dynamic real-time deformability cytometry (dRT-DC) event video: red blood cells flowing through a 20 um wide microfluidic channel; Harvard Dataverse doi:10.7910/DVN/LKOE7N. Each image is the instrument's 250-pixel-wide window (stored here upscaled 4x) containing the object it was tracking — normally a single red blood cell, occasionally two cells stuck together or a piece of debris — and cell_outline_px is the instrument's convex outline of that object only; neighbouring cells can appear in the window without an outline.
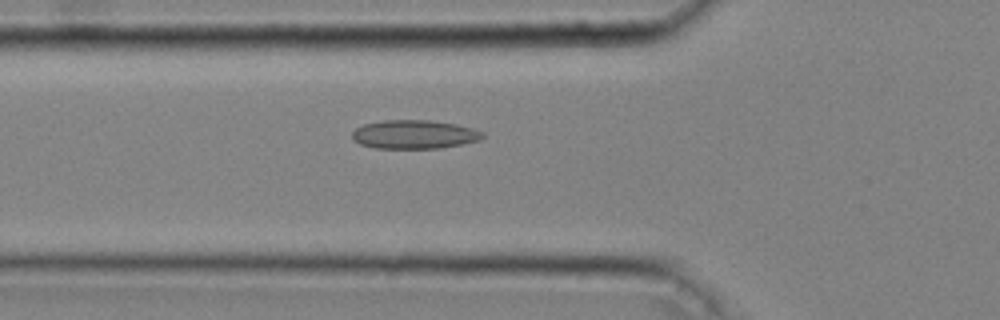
{"species": "common noctule bat (a hibernating species)", "species_latin": "Nyctalus noctula", "temperature_condition": "cold", "stored_images_in_passage": 43, "camera_frame_rate_fps": 3000, "um_per_image_px": 0.085, "animal": {"sex": "male", "body_mass_g": 20.4}, "frame": {"image": 1, "passage_image": 17, "time_ms": 5.333, "image_size_px": [1000, 320], "cell_outline_px": [[484, 136], [480, 140], [440, 148], [376, 148], [360, 144], [352, 140], [352, 132], [356, 128], [364, 124], [384, 120], [428, 120], [456, 124], [472, 128], [484, 132]], "centroid_in_image_um": [35.2, 11.42], "position_along_channel_um": 90.6, "area_um2": 21.79}}
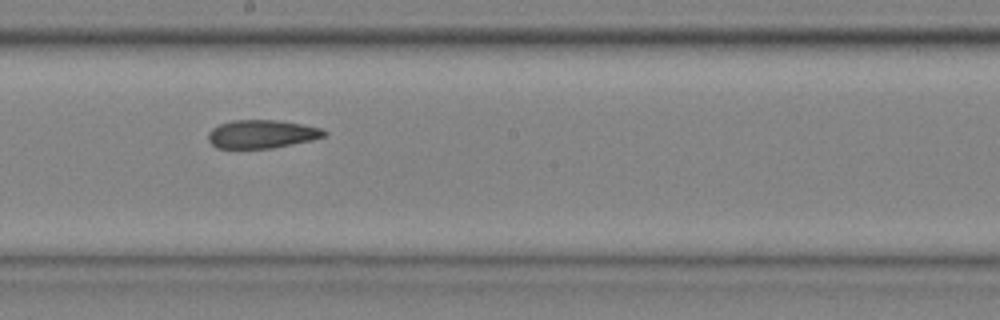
{"frame": {"image": 2, "passage_image": 27, "time_ms": 8.667, "image_size_px": [1000, 320], "cell_outline_px": [[328, 132], [324, 136], [312, 140], [272, 148], [216, 148], [208, 140], [208, 132], [212, 128], [220, 124], [232, 120], [276, 120], [300, 124], [320, 128]], "centroid_in_image_um": [22.22, 11.4], "position_along_channel_um": 226.0, "area_um2": 19.02}}
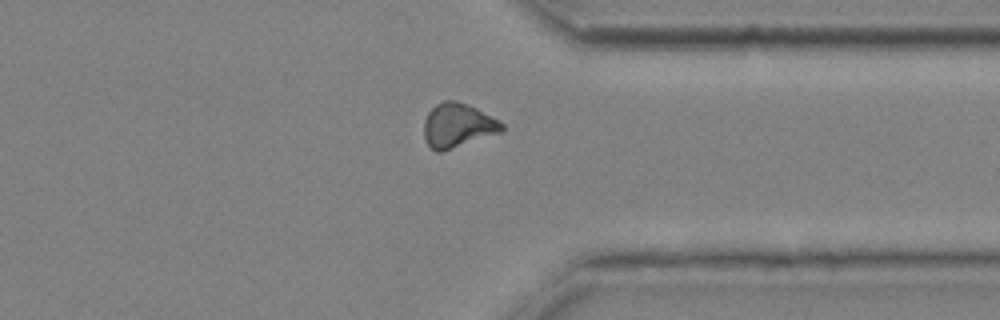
{"frame": {"image": 3, "passage_image": 38, "time_ms": 12.333, "image_size_px": [1000, 320], "cell_outline_px": [[504, 132], [440, 152], [436, 152], [424, 140], [424, 120], [428, 112], [436, 104], [444, 100], [456, 100], [476, 108], [504, 124]], "centroid_in_image_um": [38.9, 10.67], "position_along_channel_um": 372.5, "area_um2": 20.06}, "authors_computed_cell_mechanics": {"area_um2": 20.0566, "velocity_mm_per_s": 4.0548, "shape_relaxation_time_tau1_ms": null, "shape_relaxation_time_tau2_ms": 4.1315, "deformation_change_tau1": null, "deformation_change_tau2": 0.1114}}